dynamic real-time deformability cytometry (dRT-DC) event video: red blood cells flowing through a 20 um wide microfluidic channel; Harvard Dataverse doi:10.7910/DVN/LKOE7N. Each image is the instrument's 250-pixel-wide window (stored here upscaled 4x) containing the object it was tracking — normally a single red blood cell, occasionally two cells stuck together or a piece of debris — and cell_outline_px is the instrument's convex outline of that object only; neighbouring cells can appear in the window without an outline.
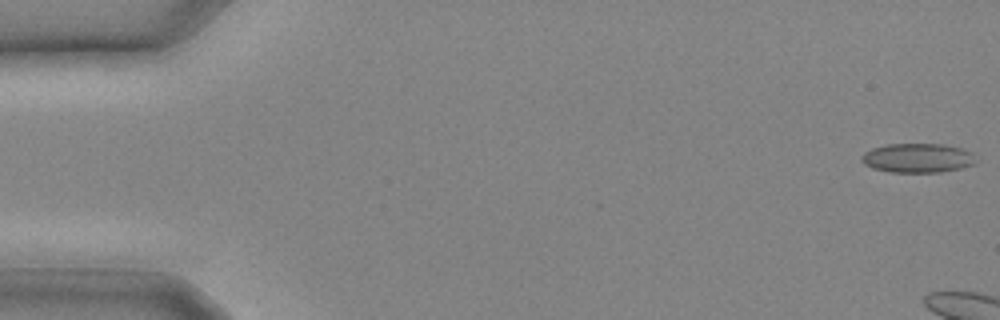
{"species": "common noctule bat (a hibernating species)", "species_latin": "Nyctalus noctula", "temperature_condition": "cold", "stored_images_in_passage": 4, "camera_frame_rate_fps": 3000, "um_per_image_px": 0.085, "animal": {"sex": "male", "body_mass_g": 20.4}, "frame": {"image": 1, "passage_image": 1, "time_ms": 0.0, "image_size_px": [1000, 320], "cell_outline_px": [[976, 164], [960, 168], [940, 172], [892, 172], [872, 168], [864, 164], [860, 160], [860, 156], [864, 152], [872, 148], [884, 144], [944, 144], [960, 148], [972, 152]], "centroid_in_image_um": [77.96, 13.42], "position_along_channel_um": 7.0, "area_um2": 19.59}}